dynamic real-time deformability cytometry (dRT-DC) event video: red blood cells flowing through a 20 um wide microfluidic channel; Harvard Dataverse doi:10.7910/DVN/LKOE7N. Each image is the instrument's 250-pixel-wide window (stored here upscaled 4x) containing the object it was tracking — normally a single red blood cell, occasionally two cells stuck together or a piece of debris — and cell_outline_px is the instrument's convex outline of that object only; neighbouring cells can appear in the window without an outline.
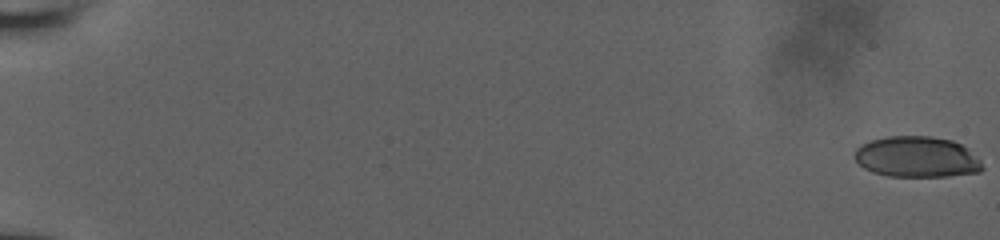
{"species": "human", "species_latin": "Homo sapiens", "temperature_condition": "room temperature", "stored_images_in_passage": 66, "camera_frame_rate_fps": 3000, "um_per_image_px": 0.085, "donor": {"sex": "male"}, "frame": {"image": 1, "passage_image": 1, "time_ms": 0.0, "image_size_px": [1000, 240], "cell_outline_px": [[984, 168], [980, 172], [948, 176], [888, 176], [872, 172], [864, 168], [856, 160], [856, 148], [872, 140], [888, 136], [932, 136], [952, 140], [960, 144], [980, 160]], "centroid_in_image_um": [77.95, 13.34], "position_along_channel_um": 7.1, "area_um2": 30.17}}
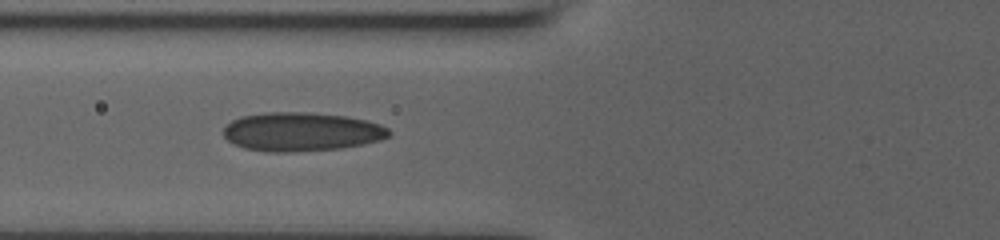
{"frame": {"image": 2, "passage_image": 39, "time_ms": 8.333, "image_size_px": [1000, 240], "cell_outline_px": [[392, 136], [380, 140], [364, 144], [344, 148], [292, 152], [268, 152], [244, 148], [232, 144], [224, 136], [224, 128], [232, 120], [240, 116], [264, 112], [308, 112], [348, 116], [368, 120], [380, 124], [388, 128], [392, 132]], "centroid_in_image_um": [25.66, 11.2], "position_along_channel_um": 100.1, "area_um2": 37.97}}
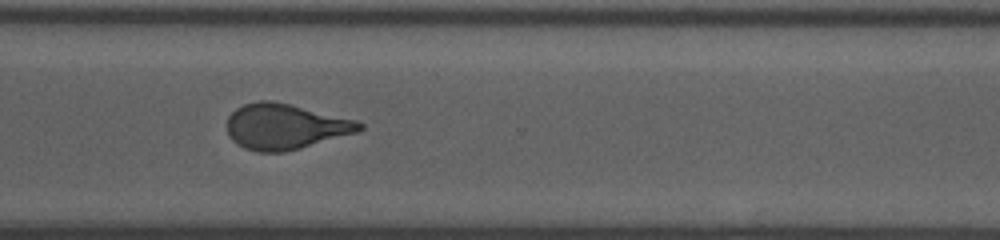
{"frame": {"image": 3, "passage_image": 65, "time_ms": 14.667, "image_size_px": [1000, 240], "cell_outline_px": [[364, 128], [356, 132], [300, 148], [284, 152], [256, 152], [244, 148], [236, 144], [228, 136], [228, 116], [236, 108], [244, 104], [256, 100], [272, 100], [356, 120], [364, 124]], "centroid_in_image_um": [24.19, 10.76], "position_along_channel_um": 346.4, "area_um2": 34.97}}